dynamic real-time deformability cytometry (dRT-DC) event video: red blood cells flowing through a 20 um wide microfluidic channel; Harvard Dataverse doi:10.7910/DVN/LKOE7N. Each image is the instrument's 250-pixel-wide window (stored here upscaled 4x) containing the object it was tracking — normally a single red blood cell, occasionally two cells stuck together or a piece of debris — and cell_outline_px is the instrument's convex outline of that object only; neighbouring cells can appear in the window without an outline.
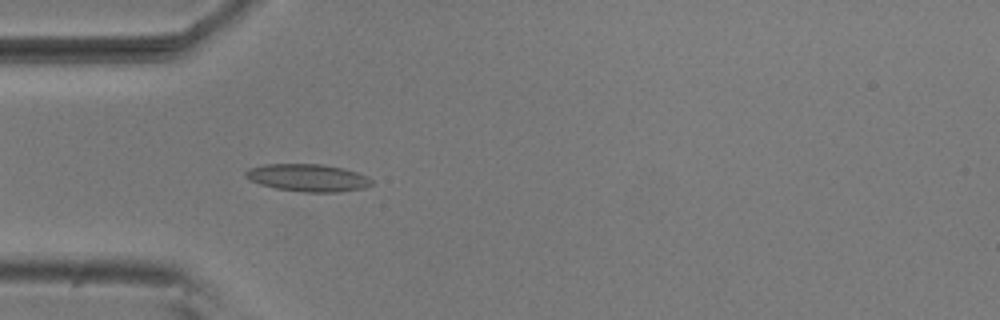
{"species": "common noctule bat (a hibernating species)", "species_latin": "Nyctalus noctula", "temperature_condition": "room temperature", "stored_images_in_passage": 3, "camera_frame_rate_fps": 3000, "um_per_image_px": 0.085, "animal": {"sex": "male", "body_mass_g": 20.5, "forearm_length_mm": 52.5}, "frame": {"image": 1, "passage_image": 3, "time_ms": 0.667, "image_size_px": [1000, 320], "cell_outline_px": [[372, 184], [364, 188], [340, 192], [304, 192], [276, 188], [260, 184], [244, 176], [244, 172], [248, 168], [264, 164], [320, 164], [340, 168], [356, 172], [368, 176], [372, 180]], "centroid_in_image_um": [26.16, 15.11], "position_along_channel_um": 58.8, "area_um2": 20.06}}